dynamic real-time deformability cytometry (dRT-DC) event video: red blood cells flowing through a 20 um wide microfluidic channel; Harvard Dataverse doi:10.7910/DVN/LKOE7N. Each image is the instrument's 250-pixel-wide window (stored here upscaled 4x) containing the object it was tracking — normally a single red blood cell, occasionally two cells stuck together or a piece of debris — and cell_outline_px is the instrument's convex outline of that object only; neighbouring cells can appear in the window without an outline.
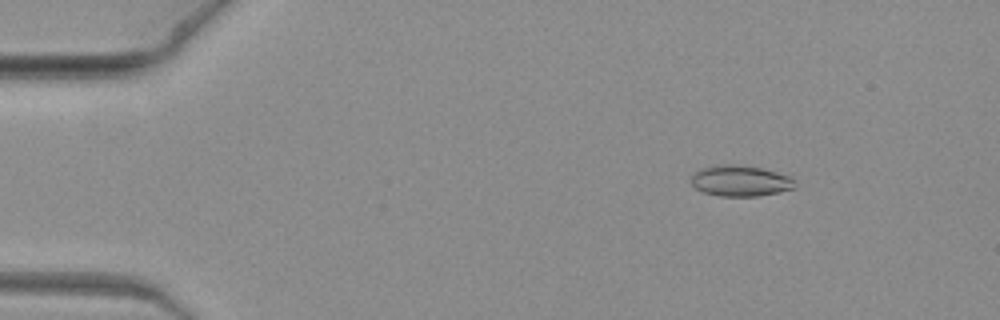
{"species": "common noctule bat (a hibernating species)", "species_latin": "Nyctalus noctula", "temperature_condition": "warm", "stored_images_in_passage": 7, "camera_frame_rate_fps": 3000, "um_per_image_px": 0.085, "animal": {"sex": "female", "body_mass_g": 19.3, "forearm_length_mm": 54.1}, "frame": {"image": 1, "passage_image": 3, "time_ms": 0.667, "image_size_px": [1000, 320], "cell_outline_px": [[796, 188], [756, 196], [720, 196], [704, 192], [696, 188], [692, 184], [692, 176], [700, 168], [724, 164], [728, 164], [760, 168], [776, 172], [788, 176], [792, 180]], "centroid_in_image_um": [62.9, 15.38], "position_along_channel_um": 22.1, "area_um2": 18.21}}
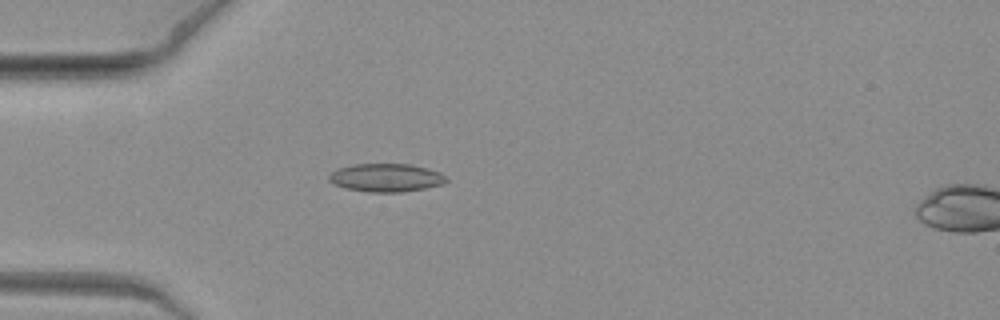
{"frame": {"image": 2, "passage_image": 6, "time_ms": 1.667, "image_size_px": [1000, 320], "cell_outline_px": [[448, 180], [444, 184], [424, 188], [400, 192], [368, 192], [344, 188], [328, 180], [328, 176], [336, 168], [352, 164], [412, 164], [428, 168], [440, 172]], "centroid_in_image_um": [32.8, 15.09], "position_along_channel_um": 52.2, "area_um2": 19.36}}